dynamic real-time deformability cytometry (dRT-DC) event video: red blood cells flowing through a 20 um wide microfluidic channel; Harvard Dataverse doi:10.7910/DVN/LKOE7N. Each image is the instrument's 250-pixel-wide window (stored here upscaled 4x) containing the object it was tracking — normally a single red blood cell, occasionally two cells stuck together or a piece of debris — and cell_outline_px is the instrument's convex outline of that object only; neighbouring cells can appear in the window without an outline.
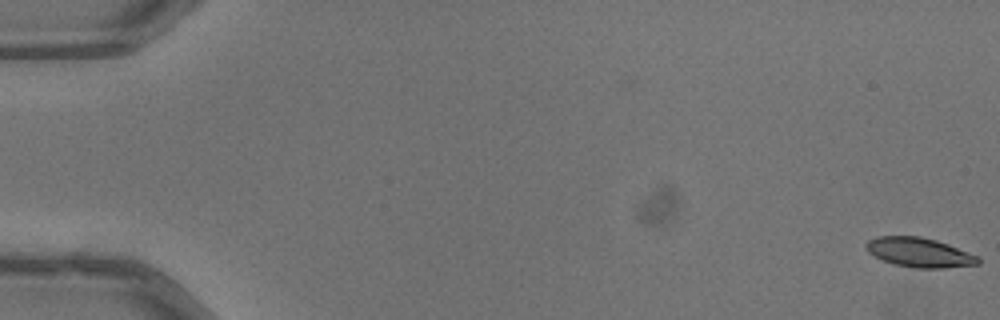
{"species": "common noctule bat (a hibernating species)", "species_latin": "Nyctalus noctula", "temperature_condition": "warm", "stored_images_in_passage": 54, "camera_frame_rate_fps": 3000, "um_per_image_px": 0.085, "animal": {"sex": "male", "body_mass_g": 13.3}, "frame": {"image": 1, "passage_image": 1, "time_ms": 0.0, "image_size_px": [1000, 320], "cell_outline_px": [[980, 264], [944, 268], [916, 268], [892, 264], [868, 252], [864, 244], [868, 240], [876, 236], [920, 236], [936, 240], [948, 244], [980, 256]], "centroid_in_image_um": [78.16, 21.45], "position_along_channel_um": 6.8, "area_um2": 19.36}}
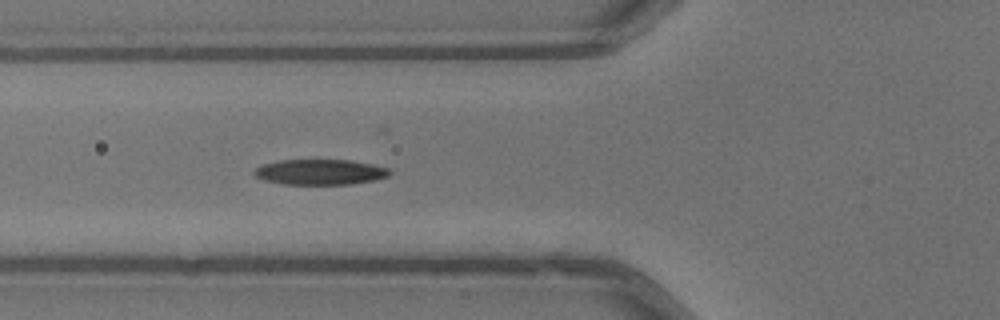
{"frame": {"image": 2, "passage_image": 21, "time_ms": 6.667, "image_size_px": [1000, 320], "cell_outline_px": [[392, 172], [388, 176], [376, 180], [352, 184], [284, 184], [264, 180], [256, 176], [252, 172], [256, 168], [264, 164], [280, 160], [352, 160], [372, 164], [388, 168]], "centroid_in_image_um": [27.24, 14.62], "position_along_channel_um": 98.6, "area_um2": 20.06}}
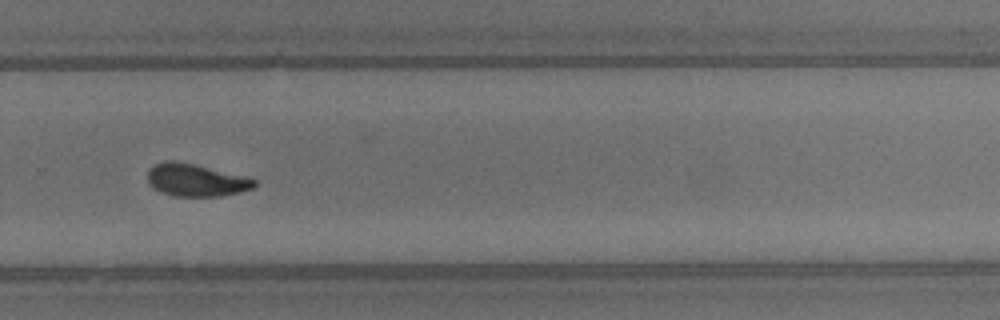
{"frame": {"image": 3, "passage_image": 37, "time_ms": 12.0, "image_size_px": [1000, 320], "cell_outline_px": [[260, 184], [256, 188], [240, 192], [220, 196], [172, 196], [160, 192], [152, 188], [148, 184], [148, 168], [164, 160], [176, 160], [196, 164], [248, 176], [256, 180]], "centroid_in_image_um": [16.69, 15.3], "position_along_channel_um": 313.1, "area_um2": 20.87}, "authors_computed_cell_mechanics": {"area_um2": 20.23, "velocity_mm_per_s": 4.018, "shape_relaxation_time_tau1_ms": 4.2088, "shape_relaxation_time_tau2_ms": 2.3059, "deformation_change_tau1": 0.177, "deformation_change_tau2": 0.0828}}